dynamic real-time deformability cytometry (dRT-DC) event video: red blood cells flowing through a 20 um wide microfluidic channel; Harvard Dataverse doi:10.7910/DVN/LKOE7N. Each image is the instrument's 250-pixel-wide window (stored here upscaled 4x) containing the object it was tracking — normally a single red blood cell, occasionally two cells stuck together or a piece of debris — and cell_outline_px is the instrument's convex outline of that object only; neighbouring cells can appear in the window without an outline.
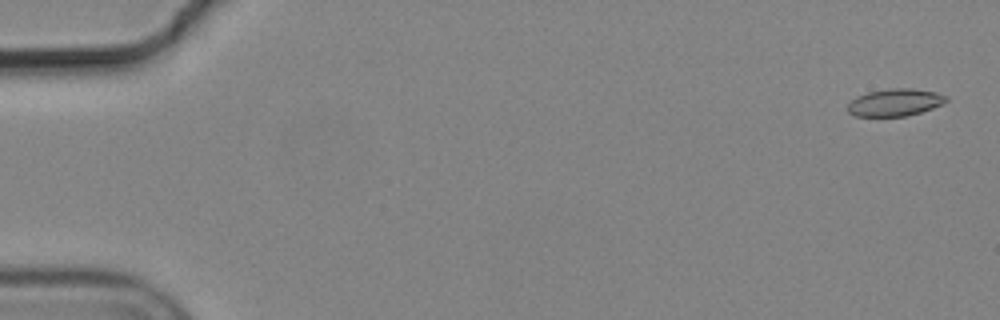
{"species": "common noctule bat (a hibernating species)", "species_latin": "Nyctalus noctula", "temperature_condition": "cold", "stored_images_in_passage": 4, "camera_frame_rate_fps": 3000, "um_per_image_px": 0.085, "animal": {"sex": "male", "body_mass_g": 19.2, "forearm_length_mm": 51.8}, "frame": {"image": 1, "passage_image": 1, "time_ms": 0.0, "image_size_px": [1000, 320], "cell_outline_px": [[948, 100], [944, 104], [908, 116], [856, 116], [848, 112], [848, 104], [856, 96], [868, 92], [888, 88], [912, 88], [936, 92], [948, 96]], "centroid_in_image_um": [76.1, 8.7], "position_along_channel_um": 8.9, "area_um2": 15.78}}
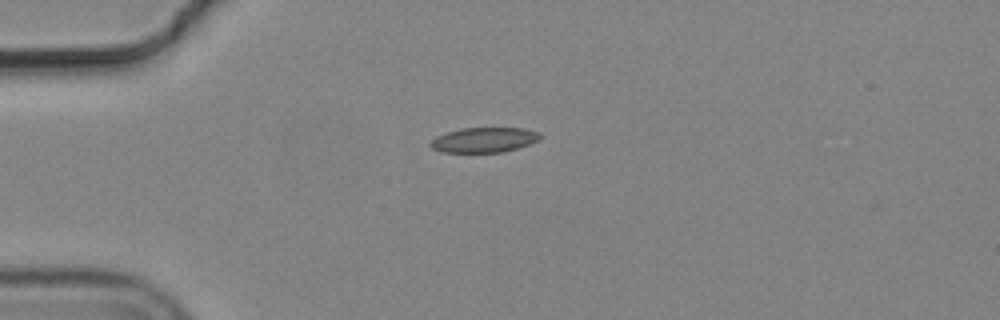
{"frame": {"image": 2, "passage_image": 4, "time_ms": 1.0, "image_size_px": [1000, 320], "cell_outline_px": [[540, 136], [536, 140], [528, 144], [504, 152], [440, 152], [432, 148], [428, 144], [436, 136], [460, 128], [524, 128], [540, 132]], "centroid_in_image_um": [41.1, 11.89], "position_along_channel_um": 43.9, "area_um2": 15.84}}